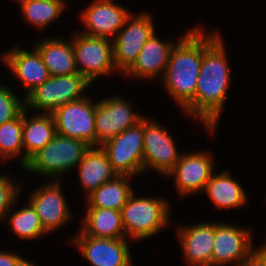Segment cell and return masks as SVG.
<instances>
[{"label":"cell","instance_id":"obj_1","mask_svg":"<svg viewBox=\"0 0 266 266\" xmlns=\"http://www.w3.org/2000/svg\"><path fill=\"white\" fill-rule=\"evenodd\" d=\"M220 34L215 30L204 31V53L195 91V120H200L212 135L217 130L232 81Z\"/></svg>","mask_w":266,"mask_h":266},{"label":"cell","instance_id":"obj_2","mask_svg":"<svg viewBox=\"0 0 266 266\" xmlns=\"http://www.w3.org/2000/svg\"><path fill=\"white\" fill-rule=\"evenodd\" d=\"M204 53V32L196 25L181 35L171 50L161 79L169 96L195 120V91Z\"/></svg>","mask_w":266,"mask_h":266},{"label":"cell","instance_id":"obj_3","mask_svg":"<svg viewBox=\"0 0 266 266\" xmlns=\"http://www.w3.org/2000/svg\"><path fill=\"white\" fill-rule=\"evenodd\" d=\"M127 239L142 241L159 233L170 223V204L161 197L139 196L135 191L121 210Z\"/></svg>","mask_w":266,"mask_h":266},{"label":"cell","instance_id":"obj_4","mask_svg":"<svg viewBox=\"0 0 266 266\" xmlns=\"http://www.w3.org/2000/svg\"><path fill=\"white\" fill-rule=\"evenodd\" d=\"M89 148L90 145L85 141L56 134L29 159L23 169L31 174L48 177L46 179L59 181L62 178L60 176L79 165Z\"/></svg>","mask_w":266,"mask_h":266},{"label":"cell","instance_id":"obj_5","mask_svg":"<svg viewBox=\"0 0 266 266\" xmlns=\"http://www.w3.org/2000/svg\"><path fill=\"white\" fill-rule=\"evenodd\" d=\"M92 84L79 73L51 76L25 97V109L52 114L58 107L85 97ZM42 111V112H40Z\"/></svg>","mask_w":266,"mask_h":266},{"label":"cell","instance_id":"obj_6","mask_svg":"<svg viewBox=\"0 0 266 266\" xmlns=\"http://www.w3.org/2000/svg\"><path fill=\"white\" fill-rule=\"evenodd\" d=\"M77 72L91 84L118 71L114 63L113 40L76 32L72 36Z\"/></svg>","mask_w":266,"mask_h":266},{"label":"cell","instance_id":"obj_7","mask_svg":"<svg viewBox=\"0 0 266 266\" xmlns=\"http://www.w3.org/2000/svg\"><path fill=\"white\" fill-rule=\"evenodd\" d=\"M153 33L155 27L151 13H131L113 39L114 63L118 73L124 74L133 65Z\"/></svg>","mask_w":266,"mask_h":266},{"label":"cell","instance_id":"obj_8","mask_svg":"<svg viewBox=\"0 0 266 266\" xmlns=\"http://www.w3.org/2000/svg\"><path fill=\"white\" fill-rule=\"evenodd\" d=\"M118 175L135 177L144 172L143 119L102 146Z\"/></svg>","mask_w":266,"mask_h":266},{"label":"cell","instance_id":"obj_9","mask_svg":"<svg viewBox=\"0 0 266 266\" xmlns=\"http://www.w3.org/2000/svg\"><path fill=\"white\" fill-rule=\"evenodd\" d=\"M96 101L85 97L58 107L53 113L56 134L96 146Z\"/></svg>","mask_w":266,"mask_h":266},{"label":"cell","instance_id":"obj_10","mask_svg":"<svg viewBox=\"0 0 266 266\" xmlns=\"http://www.w3.org/2000/svg\"><path fill=\"white\" fill-rule=\"evenodd\" d=\"M152 118H143L144 171L151 169L166 176L173 170L182 153L175 147L168 130Z\"/></svg>","mask_w":266,"mask_h":266},{"label":"cell","instance_id":"obj_11","mask_svg":"<svg viewBox=\"0 0 266 266\" xmlns=\"http://www.w3.org/2000/svg\"><path fill=\"white\" fill-rule=\"evenodd\" d=\"M144 117L133 111L130 102L121 95L114 94L96 101V146H102L116 135L135 126Z\"/></svg>","mask_w":266,"mask_h":266},{"label":"cell","instance_id":"obj_12","mask_svg":"<svg viewBox=\"0 0 266 266\" xmlns=\"http://www.w3.org/2000/svg\"><path fill=\"white\" fill-rule=\"evenodd\" d=\"M214 156L204 150L182 152V155L167 175L174 177V184L179 197H188L203 193L206 183L215 172Z\"/></svg>","mask_w":266,"mask_h":266},{"label":"cell","instance_id":"obj_13","mask_svg":"<svg viewBox=\"0 0 266 266\" xmlns=\"http://www.w3.org/2000/svg\"><path fill=\"white\" fill-rule=\"evenodd\" d=\"M255 249L250 229L215 221L212 266H239Z\"/></svg>","mask_w":266,"mask_h":266},{"label":"cell","instance_id":"obj_14","mask_svg":"<svg viewBox=\"0 0 266 266\" xmlns=\"http://www.w3.org/2000/svg\"><path fill=\"white\" fill-rule=\"evenodd\" d=\"M35 209L47 234L61 229L72 219V212L63 193L60 180H49L34 190L27 200Z\"/></svg>","mask_w":266,"mask_h":266},{"label":"cell","instance_id":"obj_15","mask_svg":"<svg viewBox=\"0 0 266 266\" xmlns=\"http://www.w3.org/2000/svg\"><path fill=\"white\" fill-rule=\"evenodd\" d=\"M128 240L75 235L70 242L91 266H133Z\"/></svg>","mask_w":266,"mask_h":266},{"label":"cell","instance_id":"obj_16","mask_svg":"<svg viewBox=\"0 0 266 266\" xmlns=\"http://www.w3.org/2000/svg\"><path fill=\"white\" fill-rule=\"evenodd\" d=\"M84 30L80 33L113 40L124 26L131 11L113 0H94L81 11Z\"/></svg>","mask_w":266,"mask_h":266},{"label":"cell","instance_id":"obj_17","mask_svg":"<svg viewBox=\"0 0 266 266\" xmlns=\"http://www.w3.org/2000/svg\"><path fill=\"white\" fill-rule=\"evenodd\" d=\"M175 233L182 246L186 266H212L215 221L179 225Z\"/></svg>","mask_w":266,"mask_h":266},{"label":"cell","instance_id":"obj_18","mask_svg":"<svg viewBox=\"0 0 266 266\" xmlns=\"http://www.w3.org/2000/svg\"><path fill=\"white\" fill-rule=\"evenodd\" d=\"M0 60L26 87L24 98L51 77L40 53L34 46L31 51H28L15 45L11 50L2 53Z\"/></svg>","mask_w":266,"mask_h":266},{"label":"cell","instance_id":"obj_19","mask_svg":"<svg viewBox=\"0 0 266 266\" xmlns=\"http://www.w3.org/2000/svg\"><path fill=\"white\" fill-rule=\"evenodd\" d=\"M174 46V40L166 41L157 37V33H153L142 47L137 60L123 76L151 81L161 74L163 78Z\"/></svg>","mask_w":266,"mask_h":266},{"label":"cell","instance_id":"obj_20","mask_svg":"<svg viewBox=\"0 0 266 266\" xmlns=\"http://www.w3.org/2000/svg\"><path fill=\"white\" fill-rule=\"evenodd\" d=\"M78 168L79 182L82 185V189L86 191L84 199L101 185L118 175L101 146H90L85 152Z\"/></svg>","mask_w":266,"mask_h":266},{"label":"cell","instance_id":"obj_21","mask_svg":"<svg viewBox=\"0 0 266 266\" xmlns=\"http://www.w3.org/2000/svg\"><path fill=\"white\" fill-rule=\"evenodd\" d=\"M34 47L40 53L51 76L72 75L77 72L72 39L48 37L36 42Z\"/></svg>","mask_w":266,"mask_h":266},{"label":"cell","instance_id":"obj_22","mask_svg":"<svg viewBox=\"0 0 266 266\" xmlns=\"http://www.w3.org/2000/svg\"><path fill=\"white\" fill-rule=\"evenodd\" d=\"M203 192L219 210L240 208L248 202L244 187L231 176L229 170L213 173Z\"/></svg>","mask_w":266,"mask_h":266},{"label":"cell","instance_id":"obj_23","mask_svg":"<svg viewBox=\"0 0 266 266\" xmlns=\"http://www.w3.org/2000/svg\"><path fill=\"white\" fill-rule=\"evenodd\" d=\"M85 216L77 235L96 238H126L120 210L106 208H85Z\"/></svg>","mask_w":266,"mask_h":266},{"label":"cell","instance_id":"obj_24","mask_svg":"<svg viewBox=\"0 0 266 266\" xmlns=\"http://www.w3.org/2000/svg\"><path fill=\"white\" fill-rule=\"evenodd\" d=\"M28 112L23 111V147L24 167L29 159L44 148L56 135V127L52 114L36 113L28 118Z\"/></svg>","mask_w":266,"mask_h":266},{"label":"cell","instance_id":"obj_25","mask_svg":"<svg viewBox=\"0 0 266 266\" xmlns=\"http://www.w3.org/2000/svg\"><path fill=\"white\" fill-rule=\"evenodd\" d=\"M130 176L117 175L114 179L104 183L85 199V208H106L122 210L134 192L130 184Z\"/></svg>","mask_w":266,"mask_h":266},{"label":"cell","instance_id":"obj_26","mask_svg":"<svg viewBox=\"0 0 266 266\" xmlns=\"http://www.w3.org/2000/svg\"><path fill=\"white\" fill-rule=\"evenodd\" d=\"M17 3L26 23L41 30L58 19L68 5L65 0H19Z\"/></svg>","mask_w":266,"mask_h":266},{"label":"cell","instance_id":"obj_27","mask_svg":"<svg viewBox=\"0 0 266 266\" xmlns=\"http://www.w3.org/2000/svg\"><path fill=\"white\" fill-rule=\"evenodd\" d=\"M19 202L17 200L14 206L9 210L5 216L4 222H7L9 230L20 239L30 240L44 235H48L39 220L35 209L27 202L24 207L14 210L15 205ZM13 210V211H12Z\"/></svg>","mask_w":266,"mask_h":266},{"label":"cell","instance_id":"obj_28","mask_svg":"<svg viewBox=\"0 0 266 266\" xmlns=\"http://www.w3.org/2000/svg\"><path fill=\"white\" fill-rule=\"evenodd\" d=\"M23 112L15 119L0 125V160L7 162L20 157V167L24 168Z\"/></svg>","mask_w":266,"mask_h":266},{"label":"cell","instance_id":"obj_29","mask_svg":"<svg viewBox=\"0 0 266 266\" xmlns=\"http://www.w3.org/2000/svg\"><path fill=\"white\" fill-rule=\"evenodd\" d=\"M24 110V96L19 97L10 86L0 83V125L17 118Z\"/></svg>","mask_w":266,"mask_h":266},{"label":"cell","instance_id":"obj_30","mask_svg":"<svg viewBox=\"0 0 266 266\" xmlns=\"http://www.w3.org/2000/svg\"><path fill=\"white\" fill-rule=\"evenodd\" d=\"M8 174L0 173V221L4 222L5 216L14 206L22 193L20 184L10 178Z\"/></svg>","mask_w":266,"mask_h":266},{"label":"cell","instance_id":"obj_31","mask_svg":"<svg viewBox=\"0 0 266 266\" xmlns=\"http://www.w3.org/2000/svg\"><path fill=\"white\" fill-rule=\"evenodd\" d=\"M239 266H266V253L256 248Z\"/></svg>","mask_w":266,"mask_h":266},{"label":"cell","instance_id":"obj_32","mask_svg":"<svg viewBox=\"0 0 266 266\" xmlns=\"http://www.w3.org/2000/svg\"><path fill=\"white\" fill-rule=\"evenodd\" d=\"M16 252L0 251V266H15L17 261L22 257Z\"/></svg>","mask_w":266,"mask_h":266},{"label":"cell","instance_id":"obj_33","mask_svg":"<svg viewBox=\"0 0 266 266\" xmlns=\"http://www.w3.org/2000/svg\"><path fill=\"white\" fill-rule=\"evenodd\" d=\"M15 266H35L34 262L26 260L23 256L17 261Z\"/></svg>","mask_w":266,"mask_h":266},{"label":"cell","instance_id":"obj_34","mask_svg":"<svg viewBox=\"0 0 266 266\" xmlns=\"http://www.w3.org/2000/svg\"><path fill=\"white\" fill-rule=\"evenodd\" d=\"M259 247L266 253V241L261 246L259 245Z\"/></svg>","mask_w":266,"mask_h":266}]
</instances>
